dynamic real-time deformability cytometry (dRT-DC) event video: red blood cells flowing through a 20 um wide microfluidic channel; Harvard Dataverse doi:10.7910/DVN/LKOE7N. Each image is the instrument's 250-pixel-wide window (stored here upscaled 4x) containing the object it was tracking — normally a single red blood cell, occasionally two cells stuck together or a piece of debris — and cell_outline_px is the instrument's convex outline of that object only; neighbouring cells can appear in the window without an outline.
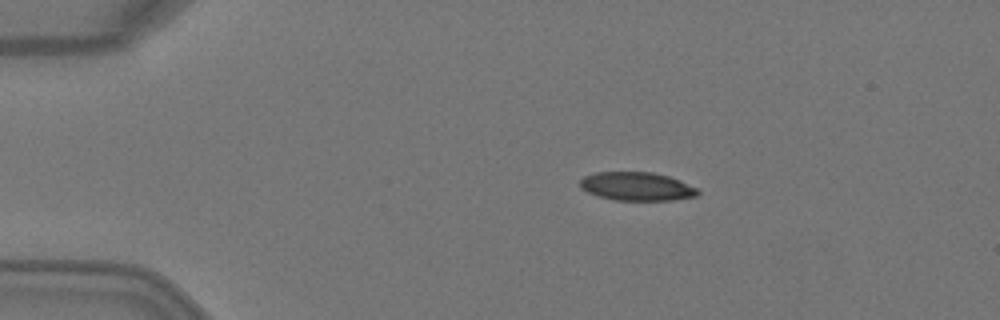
{"species": "Egyptian fruit bat (a non-hibernating species)", "species_latin": "Rousettus aegyptiacus", "temperature_condition": "warm", "stored_images_in_passage": 3, "camera_frame_rate_fps": 3000, "um_per_image_px": 0.085, "animal": {"sex": "female"}, "frame": {"image": 1, "passage_image": 1, "time_ms": 0.0, "image_size_px": [1000, 320], "cell_outline_px": [[700, 192], [696, 196], [672, 200], [616, 200], [600, 196], [588, 192], [580, 188], [580, 180], [584, 176], [596, 172], [652, 172], [668, 176], [680, 180], [696, 188]], "centroid_in_image_um": [54.12, 15.84], "position_along_channel_um": 30.9, "area_um2": 19.42}}